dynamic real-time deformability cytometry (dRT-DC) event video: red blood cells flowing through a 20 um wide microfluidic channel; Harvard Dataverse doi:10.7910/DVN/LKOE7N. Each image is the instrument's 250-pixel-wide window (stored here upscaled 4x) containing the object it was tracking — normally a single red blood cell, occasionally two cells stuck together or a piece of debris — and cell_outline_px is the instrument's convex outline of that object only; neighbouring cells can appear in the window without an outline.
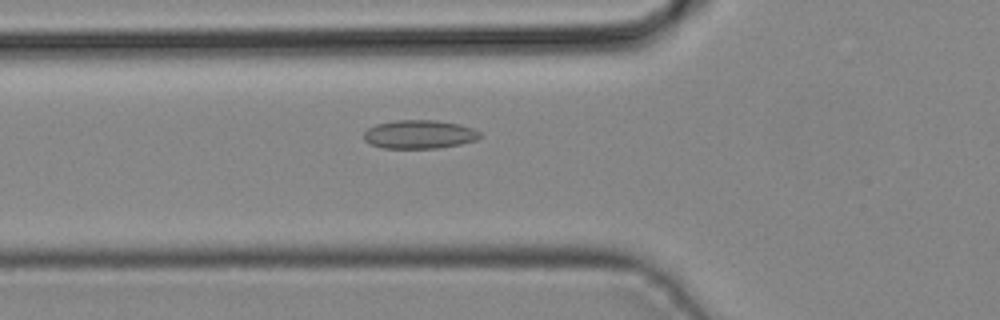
{"species": "common noctule bat (a hibernating species)", "species_latin": "Nyctalus noctula", "temperature_condition": "cold", "stored_images_in_passage": 39, "camera_frame_rate_fps": 3000, "um_per_image_px": 0.085, "animal": {"sex": "male", "body_mass_g": 19.2, "forearm_length_mm": 51.8}, "frame": {"image": 1, "passage_image": 11, "time_ms": 3.333, "image_size_px": [1000, 320], "cell_outline_px": [[484, 136], [476, 140], [460, 144], [436, 148], [384, 148], [368, 144], [364, 140], [364, 132], [368, 128], [376, 124], [396, 120], [436, 120], [460, 124], [472, 128], [480, 132]], "centroid_in_image_um": [35.65, 11.42], "position_along_channel_um": 90.2, "area_um2": 19.48}}
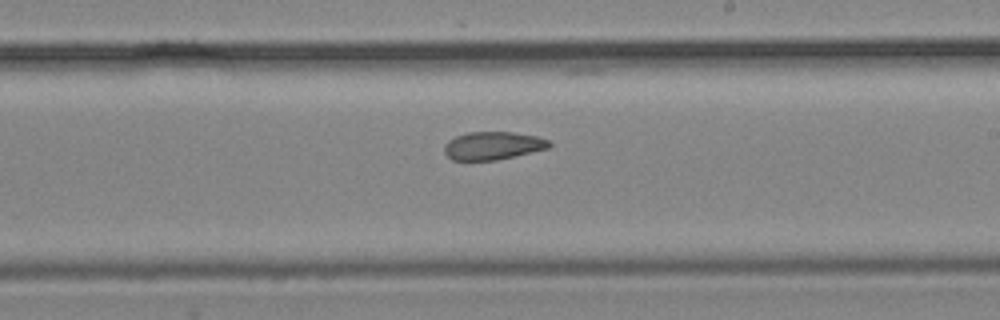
{"frame": {"image": 2, "passage_image": 21, "time_ms": 6.667, "image_size_px": [1000, 320], "cell_outline_px": [[552, 144], [548, 148], [496, 160], [452, 160], [444, 152], [444, 144], [448, 140], [456, 136], [468, 132], [512, 132], [536, 136], [548, 140]], "centroid_in_image_um": [41.86, 12.38], "position_along_channel_um": 247.1, "area_um2": 16.99}}
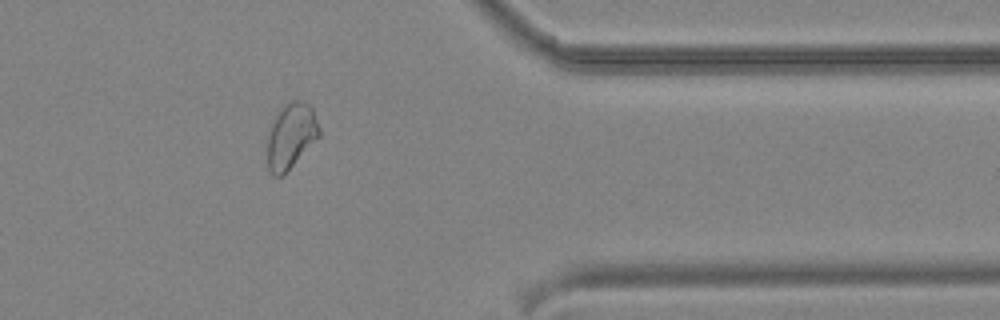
{"frame": {"image": 3, "passage_image": 31, "time_ms": 10.0, "image_size_px": [1000, 320], "cell_outline_px": [[320, 136], [284, 176], [272, 176], [268, 168], [264, 140], [280, 108], [292, 100], [304, 100], [312, 108], [320, 128]], "centroid_in_image_um": [24.69, 11.6], "position_along_channel_um": 386.7, "area_um2": 20.4}}